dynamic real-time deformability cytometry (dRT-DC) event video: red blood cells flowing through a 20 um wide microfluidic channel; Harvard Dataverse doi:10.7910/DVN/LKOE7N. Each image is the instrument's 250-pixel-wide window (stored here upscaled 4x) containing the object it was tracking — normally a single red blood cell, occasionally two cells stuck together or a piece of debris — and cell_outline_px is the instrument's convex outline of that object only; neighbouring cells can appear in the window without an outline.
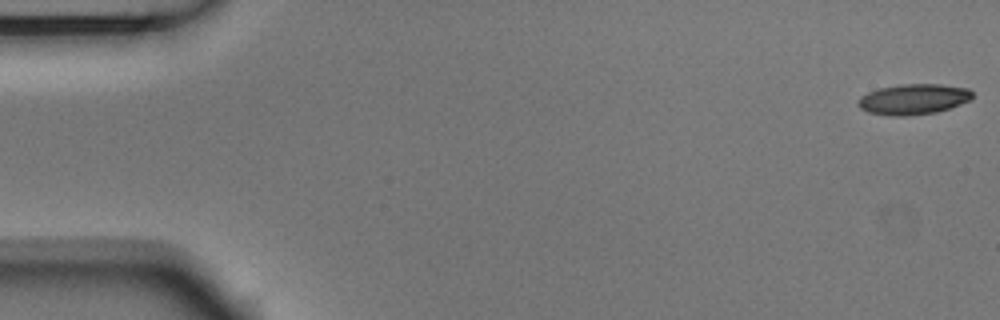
{"species": "Egyptian fruit bat (a non-hibernating species)", "species_latin": "Rousettus aegyptiacus", "temperature_condition": "room temperature", "stored_images_in_passage": 54, "camera_frame_rate_fps": 3000, "um_per_image_px": 0.085, "animal": {"sex": "male"}, "frame": {"image": 1, "passage_image": 1, "time_ms": 0.0, "image_size_px": [1000, 320], "cell_outline_px": [[972, 96], [968, 100], [960, 104], [936, 112], [908, 116], [892, 116], [868, 112], [860, 108], [856, 104], [860, 96], [868, 92], [880, 88], [900, 84], [940, 84], [968, 88], [972, 92]], "centroid_in_image_um": [77.6, 8.43], "position_along_channel_um": 7.4, "area_um2": 20.29}}
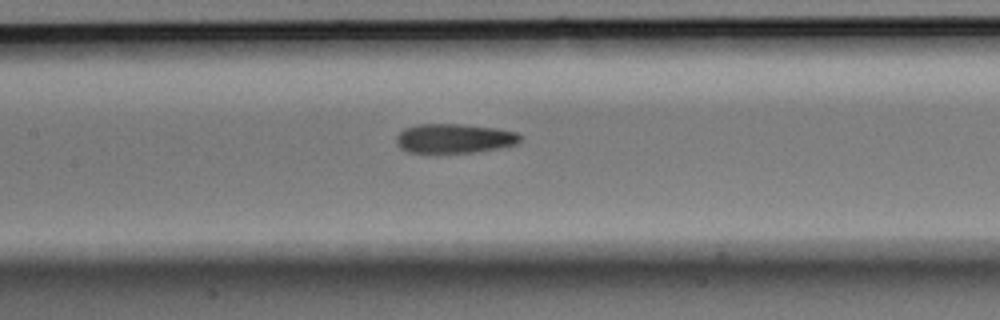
{"frame": {"image": 2, "passage_image": 25, "time_ms": 8.0, "image_size_px": [1000, 320], "cell_outline_px": [[520, 140], [516, 144], [476, 152], [408, 152], [400, 148], [396, 144], [396, 136], [404, 128], [416, 124], [460, 124], [496, 128], [516, 132], [520, 136]], "centroid_in_image_um": [38.57, 11.76], "position_along_channel_um": 168.8, "area_um2": 21.04}}
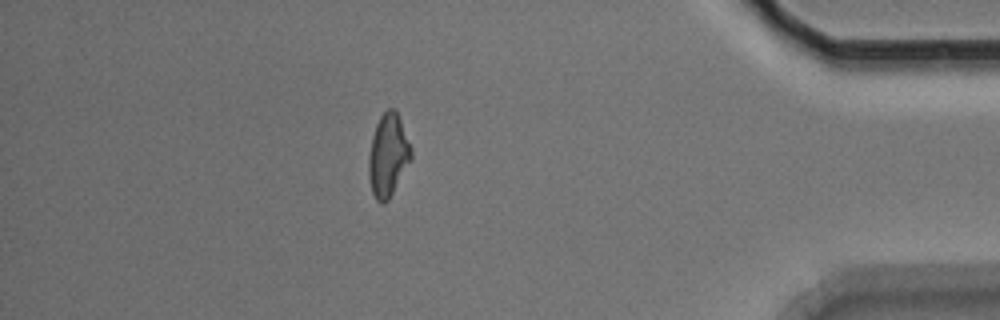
{"frame": {"image": 3, "passage_image": 47, "time_ms": 15.333, "image_size_px": [1000, 320], "cell_outline_px": [[412, 160], [388, 200], [384, 204], [380, 204], [376, 200], [372, 192], [368, 176], [368, 156], [372, 136], [376, 124], [380, 116], [388, 108], [392, 108], [396, 112], [400, 120], [412, 148]], "centroid_in_image_um": [32.98, 13.23], "position_along_channel_um": 402.2, "area_um2": 20.58}, "authors_computed_cell_mechanics": {"area_um2": 20.6057, "velocity_mm_per_s": 3.7508, "shape_relaxation_time_tau1_ms": 10.548, "shape_relaxation_time_tau2_ms": 3.9361, "deformation_change_tau1": 0.2042, "deformation_change_tau2": 0.1262}}